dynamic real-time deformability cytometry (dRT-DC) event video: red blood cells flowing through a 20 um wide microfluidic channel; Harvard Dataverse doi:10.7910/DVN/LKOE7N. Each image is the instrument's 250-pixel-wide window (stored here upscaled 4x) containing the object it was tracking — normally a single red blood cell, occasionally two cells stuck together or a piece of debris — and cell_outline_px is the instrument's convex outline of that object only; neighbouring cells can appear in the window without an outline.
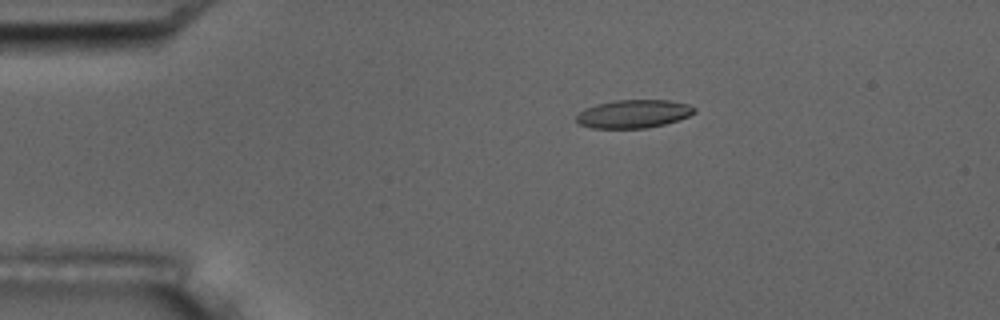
{"species": "common noctule bat (a hibernating species)", "species_latin": "Nyctalus noctula", "temperature_condition": "room temperature", "stored_images_in_passage": 10, "camera_frame_rate_fps": 3000, "um_per_image_px": 0.085, "animal": {"sex": "male", "body_mass_g": 17.5, "forearm_length_mm": 52.3}, "frame": {"image": 1, "passage_image": 3, "time_ms": 3.0, "image_size_px": [1000, 320], "cell_outline_px": [[696, 112], [680, 120], [664, 124], [644, 128], [592, 128], [580, 124], [576, 120], [576, 116], [584, 108], [596, 104], [616, 100], [668, 100], [688, 104], [696, 108]], "centroid_in_image_um": [53.86, 9.67], "position_along_channel_um": 31.1, "area_um2": 19.42}}
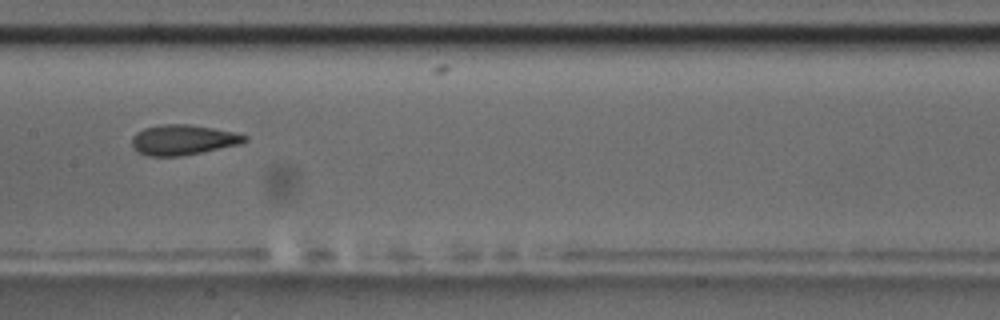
{"frame": {"image": 2, "passage_image": 8, "time_ms": 8.667, "image_size_px": [1000, 320], "cell_outline_px": [[248, 140], [240, 144], [180, 156], [148, 156], [136, 152], [132, 148], [132, 136], [136, 132], [144, 128], [160, 124], [188, 124], [212, 128], [232, 132], [248, 136]], "centroid_in_image_um": [15.5, 11.89], "position_along_channel_um": 191.9, "area_um2": 19.83}}